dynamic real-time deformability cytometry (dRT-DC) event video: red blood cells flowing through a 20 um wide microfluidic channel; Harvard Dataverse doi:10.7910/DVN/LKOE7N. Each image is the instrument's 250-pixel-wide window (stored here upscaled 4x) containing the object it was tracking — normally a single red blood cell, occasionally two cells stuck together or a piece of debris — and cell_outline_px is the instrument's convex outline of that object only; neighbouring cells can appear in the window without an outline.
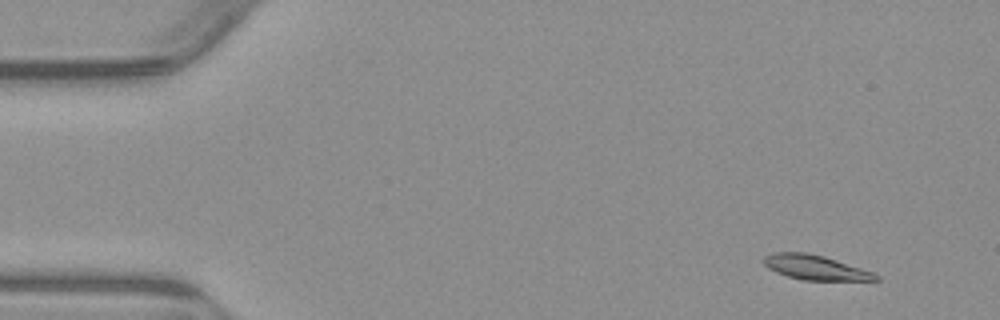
{"species": "common noctule bat (a hibernating species)", "species_latin": "Nyctalus noctula", "temperature_condition": "warm", "stored_images_in_passage": 5, "camera_frame_rate_fps": 3000, "um_per_image_px": 0.085, "animal": {"sex": "male", "body_mass_g": 23.1, "forearm_length_mm": 52.7}, "frame": {"image": 1, "passage_image": 2, "time_ms": 1.0, "image_size_px": [1000, 320], "cell_outline_px": [[880, 280], [804, 280], [788, 276], [776, 272], [768, 268], [764, 264], [764, 256], [772, 252], [808, 252], [824, 256], [872, 272], [880, 276]], "centroid_in_image_um": [69.27, 22.72], "position_along_channel_um": 15.7, "area_um2": 15.95}}
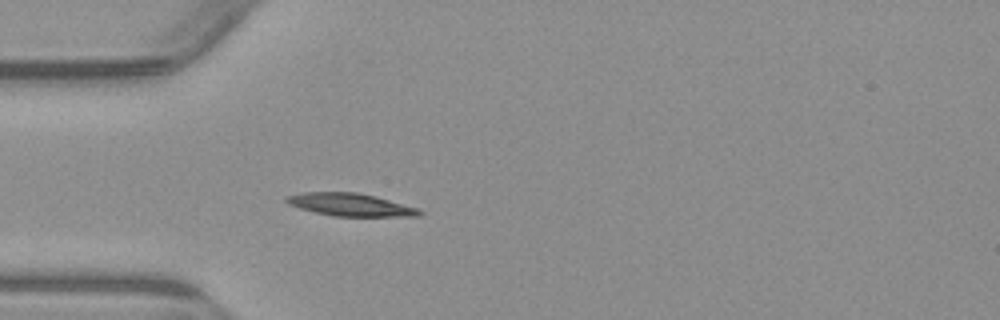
{"frame": {"image": 2, "passage_image": 5, "time_ms": 4.667, "image_size_px": [1000, 320], "cell_outline_px": [[424, 212], [420, 216], [332, 216], [300, 208], [288, 204], [284, 200], [284, 196], [304, 192], [356, 192], [376, 196], [416, 208]], "centroid_in_image_um": [29.74, 17.39], "position_along_channel_um": 55.3, "area_um2": 17.51}}